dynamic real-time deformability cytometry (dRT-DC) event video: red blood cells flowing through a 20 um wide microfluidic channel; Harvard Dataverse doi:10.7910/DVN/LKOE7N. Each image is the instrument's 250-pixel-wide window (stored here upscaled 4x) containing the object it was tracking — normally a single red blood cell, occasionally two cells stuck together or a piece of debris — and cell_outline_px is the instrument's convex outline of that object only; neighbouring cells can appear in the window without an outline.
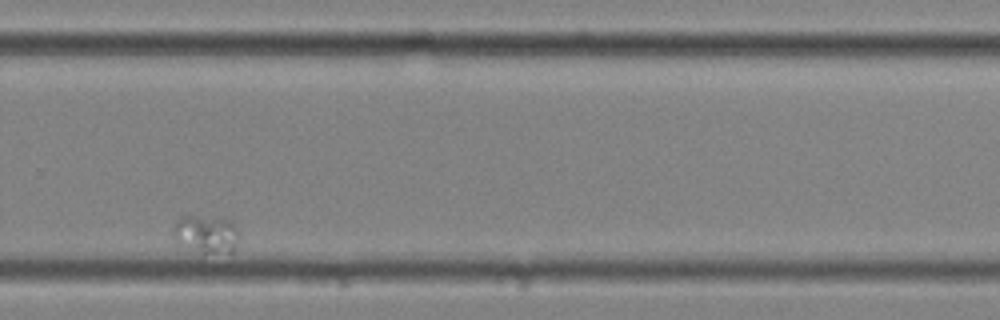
{"species": "common noctule bat (a hibernating species)", "species_latin": "Nyctalus noctula", "temperature_condition": "cold", "stored_images_in_passage": 41, "camera_frame_rate_fps": 3000, "um_per_image_px": 0.085, "animal": {"sex": "female", "body_mass_g": 25.1}, "frame": {"image": 1, "passage_image": 34, "time_ms": 11.0, "image_size_px": [1000, 320], "cell_outline_px": [[236, 252], [204, 256], [176, 240], [172, 232], [172, 228], [176, 220], [180, 216], [192, 216], [232, 220], [236, 228]], "centroid_in_image_um": [17.52, 19.95], "position_along_channel_um": 312.3, "area_um2": 14.74}}
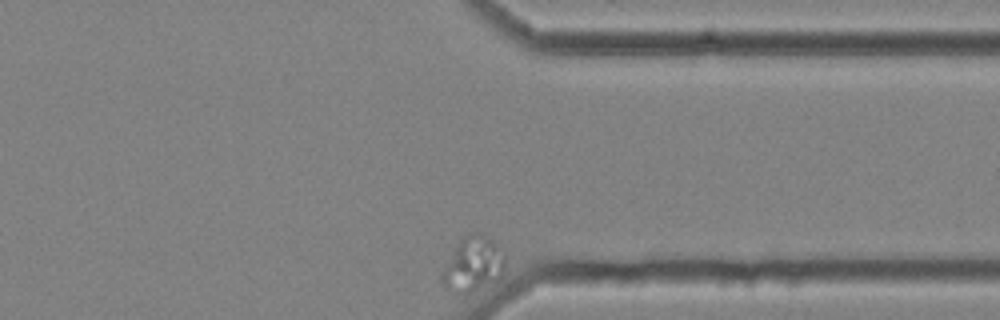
{"frame": {"image": 2, "passage_image": 41, "time_ms": 13.333, "image_size_px": [1000, 320], "cell_outline_px": [[504, 272], [496, 280], [464, 296], [456, 296], [444, 288], [440, 280], [440, 272], [456, 244], [476, 232], [488, 236], [504, 252]], "centroid_in_image_um": [40.15, 22.54], "position_along_channel_um": 371.2, "area_um2": 20.46}}